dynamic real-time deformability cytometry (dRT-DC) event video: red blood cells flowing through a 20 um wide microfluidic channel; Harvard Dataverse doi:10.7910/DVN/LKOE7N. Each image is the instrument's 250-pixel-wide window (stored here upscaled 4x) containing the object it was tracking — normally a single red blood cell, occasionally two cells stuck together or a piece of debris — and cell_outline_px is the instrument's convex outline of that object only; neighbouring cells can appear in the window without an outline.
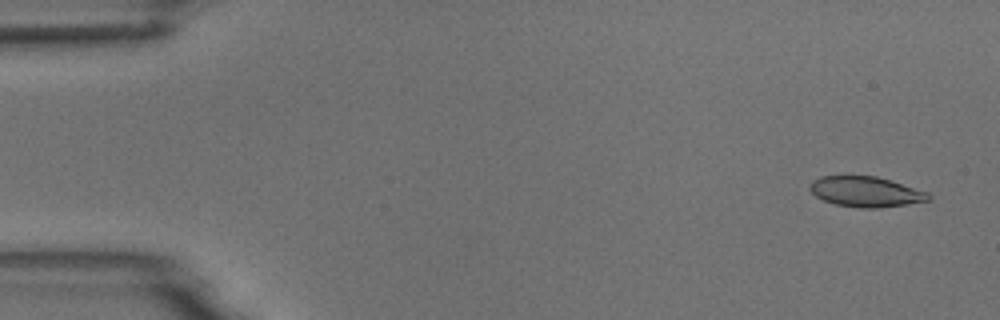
{"species": "common noctule bat (a hibernating species)", "species_latin": "Nyctalus noctula", "temperature_condition": "room temperature", "stored_images_in_passage": 55, "camera_frame_rate_fps": 3000, "um_per_image_px": 0.085, "animal": {"sex": "male", "body_mass_g": 18.8}, "frame": {"image": 1, "passage_image": 3, "time_ms": 0.667, "image_size_px": [1000, 320], "cell_outline_px": [[932, 200], [876, 208], [860, 208], [836, 204], [824, 200], [816, 196], [808, 188], [812, 180], [820, 176], [876, 176], [928, 192], [932, 196]], "centroid_in_image_um": [73.58, 16.29], "position_along_channel_um": 11.4, "area_um2": 20.81}}
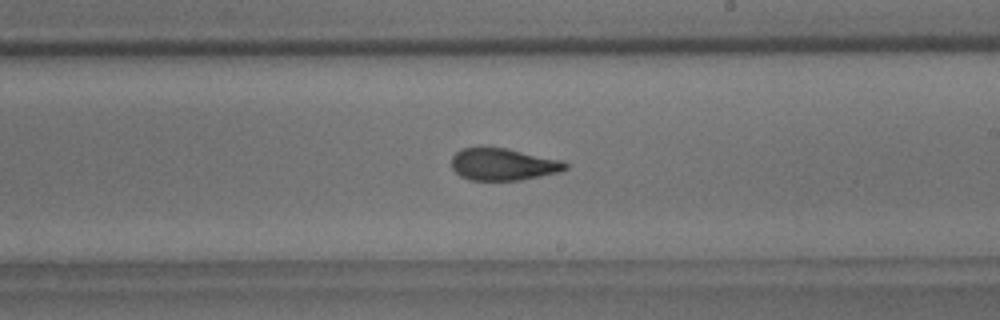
{"frame": {"image": 2, "passage_image": 32, "time_ms": 10.333, "image_size_px": [1000, 320], "cell_outline_px": [[568, 168], [560, 172], [520, 180], [468, 180], [460, 176], [452, 168], [452, 156], [456, 152], [464, 148], [508, 148], [560, 160], [568, 164]], "centroid_in_image_um": [42.77, 13.98], "position_along_channel_um": 246.2, "area_um2": 21.15}}
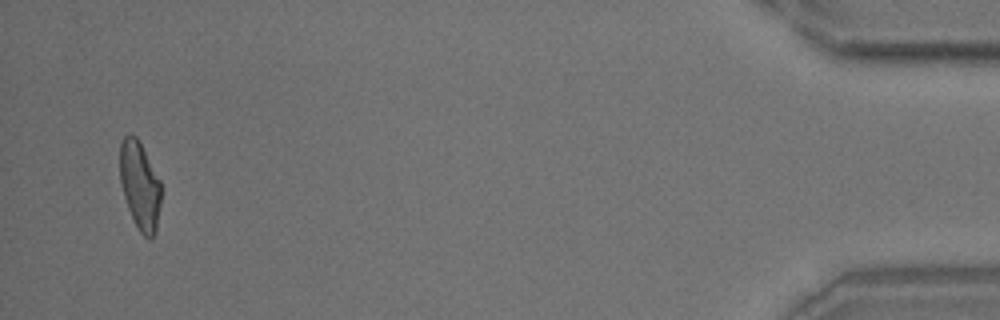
{"frame": {"image": 3, "passage_image": 53, "time_ms": 17.333, "image_size_px": [1000, 320], "cell_outline_px": [[160, 204], [156, 232], [148, 240], [140, 232], [128, 208], [120, 184], [120, 140], [124, 136], [136, 136], [160, 180]], "centroid_in_image_um": [11.88, 15.78], "position_along_channel_um": 423.3, "area_um2": 20.81}, "authors_computed_cell_mechanics": {"area_um2": 21.7328, "velocity_mm_per_s": 3.7051, "shape_relaxation_time_tau1_ms": 6.1774, "shape_relaxation_time_tau2_ms": 1.9579, "deformation_change_tau1": 0.1793, "deformation_change_tau2": 0.0881}}